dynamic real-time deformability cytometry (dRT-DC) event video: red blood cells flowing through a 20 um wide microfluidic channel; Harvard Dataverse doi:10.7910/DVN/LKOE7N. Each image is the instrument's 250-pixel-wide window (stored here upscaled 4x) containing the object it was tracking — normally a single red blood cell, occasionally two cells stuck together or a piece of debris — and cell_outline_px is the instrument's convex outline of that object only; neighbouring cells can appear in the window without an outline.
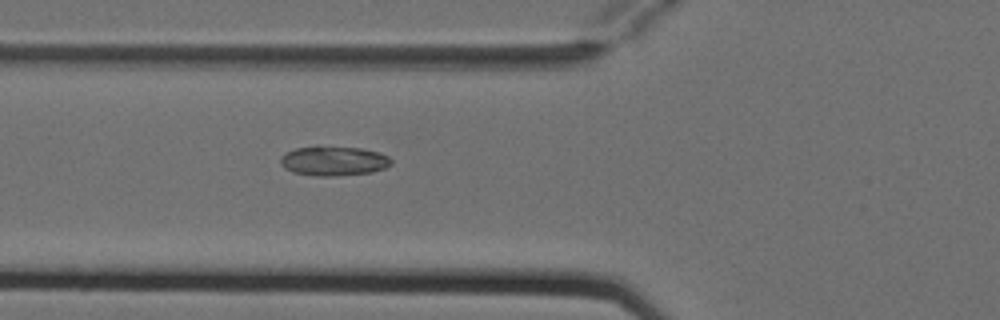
{"species": "Egyptian fruit bat (a non-hibernating species)", "species_latin": "Rousettus aegyptiacus", "temperature_condition": "cold", "stored_images_in_passage": 2, "camera_frame_rate_fps": 3000, "um_per_image_px": 0.085, "animal": {"sex": "female"}, "frame": {"image": 1, "passage_image": 2, "time_ms": 0.333, "image_size_px": [1000, 320], "cell_outline_px": [[392, 164], [384, 168], [372, 172], [332, 176], [316, 176], [292, 172], [284, 168], [280, 164], [280, 156], [284, 152], [296, 148], [316, 144], [360, 148], [380, 152], [388, 156], [392, 160]], "centroid_in_image_um": [28.31, 13.64], "position_along_channel_um": 97.5, "area_um2": 19.65}}